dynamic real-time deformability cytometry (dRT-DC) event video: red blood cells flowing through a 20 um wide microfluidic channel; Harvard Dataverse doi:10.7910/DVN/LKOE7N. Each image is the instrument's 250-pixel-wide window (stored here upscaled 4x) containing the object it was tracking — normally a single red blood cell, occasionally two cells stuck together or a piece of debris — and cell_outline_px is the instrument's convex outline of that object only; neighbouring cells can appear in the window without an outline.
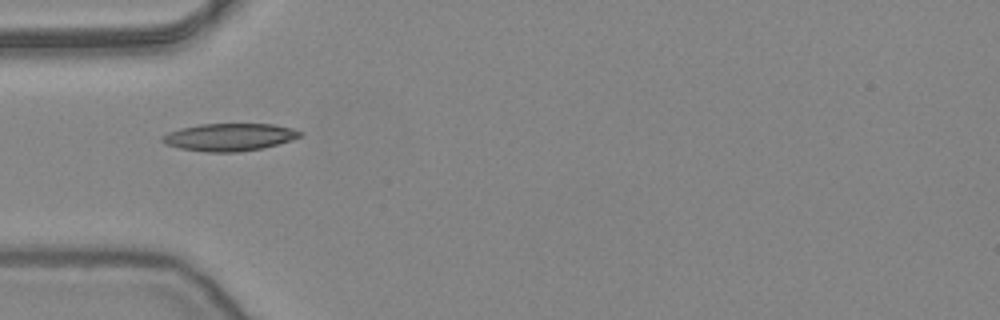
{"species": "common noctule bat (a hibernating species)", "species_latin": "Nyctalus noctula", "temperature_condition": "warm", "stored_images_in_passage": 37, "camera_frame_rate_fps": 3000, "um_per_image_px": 0.085, "animal": {"sex": "female", "body_mass_g": 24.6, "forearm_length_mm": 56.2}, "frame": {"image": 1, "passage_image": 1, "time_ms": 0.0, "image_size_px": [1000, 320], "cell_outline_px": [[304, 132], [300, 136], [292, 140], [264, 148], [236, 152], [204, 152], [180, 148], [164, 144], [160, 140], [160, 136], [168, 132], [180, 128], [200, 124], [272, 124], [292, 128]], "centroid_in_image_um": [19.47, 11.65], "position_along_channel_um": 65.5, "area_um2": 22.25}}
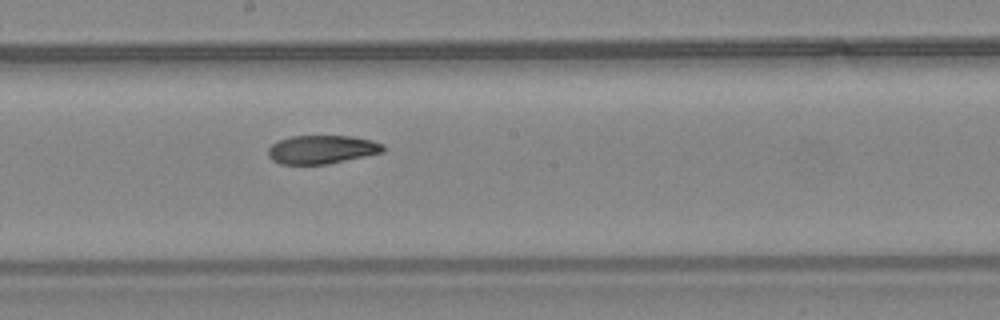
{"frame": {"image": 2, "passage_image": 13, "time_ms": 4.0, "image_size_px": [1000, 320], "cell_outline_px": [[384, 152], [328, 164], [280, 164], [272, 160], [268, 156], [268, 148], [276, 140], [292, 136], [352, 136], [372, 140], [384, 144]], "centroid_in_image_um": [27.34, 12.7], "position_along_channel_um": 220.9, "area_um2": 19.25}}
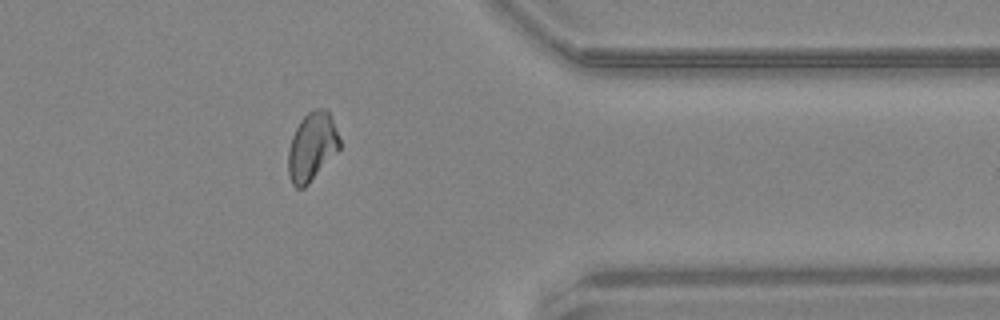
{"frame": {"image": 3, "passage_image": 27, "time_ms": 8.667, "image_size_px": [1000, 320], "cell_outline_px": [[340, 148], [308, 184], [304, 188], [296, 188], [292, 184], [288, 176], [288, 148], [292, 136], [300, 120], [308, 112], [316, 108], [324, 108], [328, 112], [332, 120], [340, 140]], "centroid_in_image_um": [26.49, 12.48], "position_along_channel_um": 384.9, "area_um2": 20.35}, "authors_computed_cell_mechanics": {"area_um2": 20.1144, "velocity_mm_per_s": 3.8636, "shape_relaxation_time_tau1_ms": null, "shape_relaxation_time_tau2_ms": 5.1918, "deformation_change_tau1": null, "deformation_change_tau2": 0.1091}}